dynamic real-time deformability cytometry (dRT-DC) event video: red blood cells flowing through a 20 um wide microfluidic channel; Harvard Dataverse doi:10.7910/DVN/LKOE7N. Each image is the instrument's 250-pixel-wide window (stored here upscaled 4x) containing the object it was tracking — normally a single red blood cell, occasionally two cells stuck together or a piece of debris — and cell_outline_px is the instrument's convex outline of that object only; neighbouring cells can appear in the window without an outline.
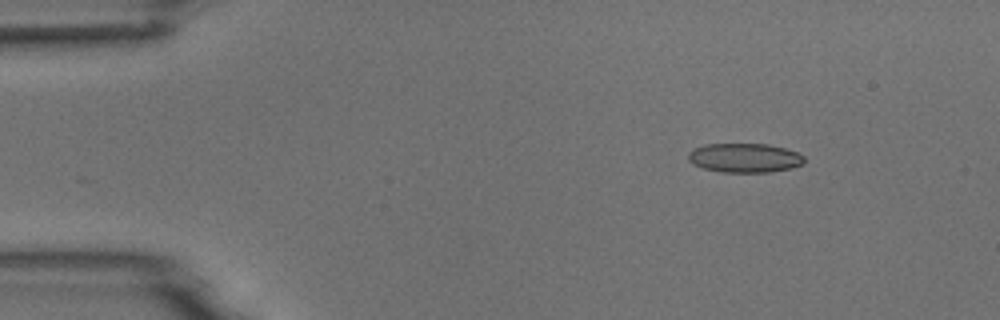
{"species": "common noctule bat (a hibernating species)", "species_latin": "Nyctalus noctula", "temperature_condition": "room temperature", "stored_images_in_passage": 6, "camera_frame_rate_fps": 3000, "um_per_image_px": 0.085, "animal": {"sex": "male", "body_mass_g": 18.8}, "frame": {"image": 1, "passage_image": 2, "time_ms": 1.333, "image_size_px": [1000, 320], "cell_outline_px": [[804, 164], [792, 168], [768, 172], [720, 172], [704, 168], [692, 164], [688, 160], [688, 152], [692, 148], [704, 144], [768, 144], [784, 148], [796, 152], [804, 156]], "centroid_in_image_um": [63.26, 13.42], "position_along_channel_um": 21.7, "area_um2": 19.88}}
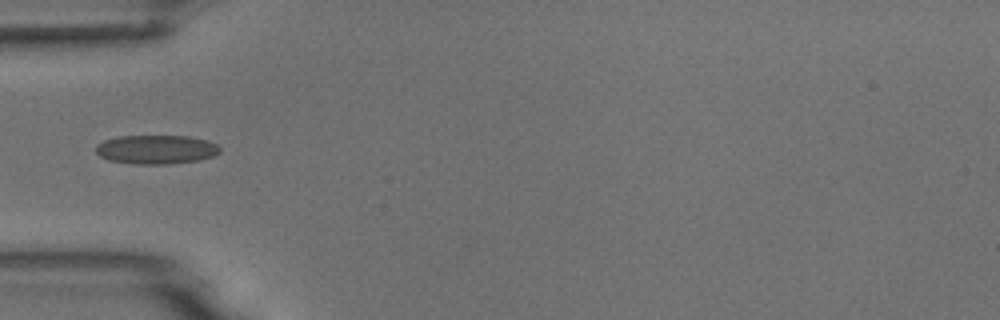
{"frame": {"image": 2, "passage_image": 5, "time_ms": 4.667, "image_size_px": [1000, 320], "cell_outline_px": [[220, 152], [212, 156], [200, 160], [168, 164], [132, 164], [108, 160], [100, 156], [96, 152], [96, 144], [104, 140], [120, 136], [188, 136], [208, 140], [216, 144], [220, 148]], "centroid_in_image_um": [13.27, 12.71], "position_along_channel_um": 71.7, "area_um2": 21.04}}